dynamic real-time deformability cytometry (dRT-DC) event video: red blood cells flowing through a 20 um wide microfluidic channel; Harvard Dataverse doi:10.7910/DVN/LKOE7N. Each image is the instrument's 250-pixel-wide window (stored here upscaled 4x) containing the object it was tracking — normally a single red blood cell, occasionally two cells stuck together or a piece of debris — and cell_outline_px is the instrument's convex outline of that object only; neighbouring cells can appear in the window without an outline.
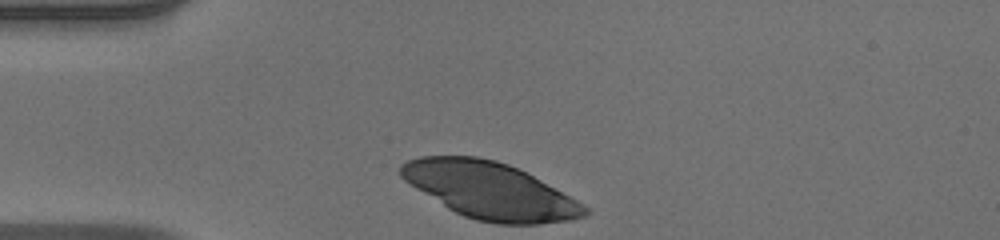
{"species": "human", "species_latin": "Homo sapiens", "temperature_condition": "warm", "stored_images_in_passage": 31, "camera_frame_rate_fps": 3000, "um_per_image_px": 0.085, "donor": {"sex": "male"}, "frame": {"image": 1, "passage_image": 1, "time_ms": 0.0, "image_size_px": [1000, 240], "cell_outline_px": [[592, 212], [584, 216], [572, 220], [540, 224], [496, 224], [476, 220], [464, 216], [448, 208], [416, 188], [404, 180], [400, 176], [400, 164], [408, 160], [420, 156], [476, 156], [496, 160], [508, 164], [540, 180], [584, 204]], "centroid_in_image_um": [41.65, 16.2], "position_along_channel_um": 43.3, "area_um2": 60.29}}